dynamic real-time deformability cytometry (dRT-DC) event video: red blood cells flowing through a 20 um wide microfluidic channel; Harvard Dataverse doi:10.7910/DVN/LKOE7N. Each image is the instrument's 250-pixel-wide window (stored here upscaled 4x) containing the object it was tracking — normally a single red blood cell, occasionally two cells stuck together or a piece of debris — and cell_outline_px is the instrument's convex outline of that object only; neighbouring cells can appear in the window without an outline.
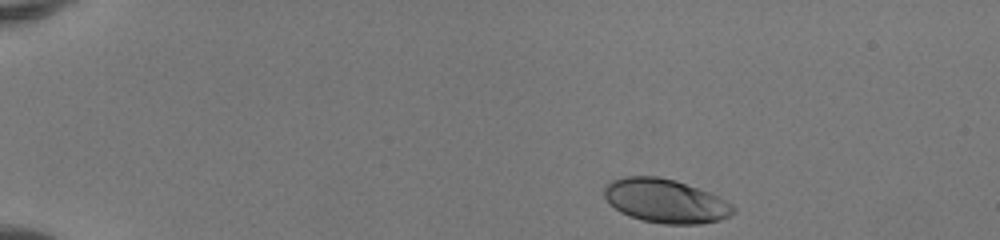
{"species": "human", "species_latin": "Homo sapiens", "temperature_condition": "room temperature", "stored_images_in_passage": 43, "camera_frame_rate_fps": 3000, "um_per_image_px": 0.085, "donor": {"sex": "female"}, "frame": {"image": 1, "passage_image": 1, "time_ms": 0.0, "image_size_px": [1000, 240], "cell_outline_px": [[736, 212], [720, 220], [700, 224], [664, 224], [640, 220], [628, 216], [620, 212], [604, 196], [604, 188], [608, 180], [624, 176], [660, 176], [676, 180], [708, 192], [732, 204], [736, 208]], "centroid_in_image_um": [56.54, 17.07], "position_along_channel_um": 28.5, "area_um2": 33.12}}
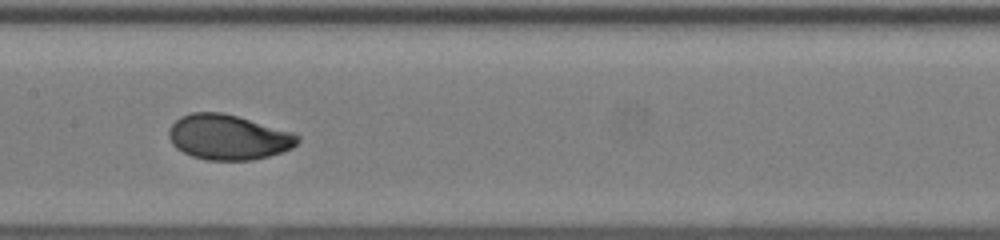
{"frame": {"image": 2, "passage_image": 20, "time_ms": 6.333, "image_size_px": [1000, 240], "cell_outline_px": [[300, 140], [292, 148], [268, 156], [252, 160], [208, 160], [192, 156], [176, 148], [172, 144], [168, 136], [168, 128], [180, 116], [192, 112], [220, 112], [236, 116], [292, 132], [300, 136]], "centroid_in_image_um": [19.37, 11.66], "position_along_channel_um": 188.0, "area_um2": 33.7}}
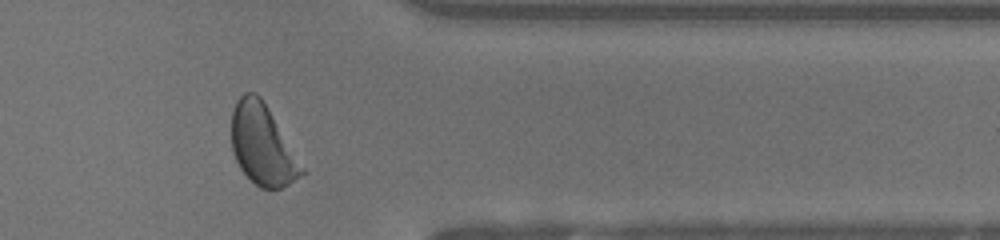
{"frame": {"image": 3, "passage_image": 35, "time_ms": 11.333, "image_size_px": [1000, 240], "cell_outline_px": [[304, 172], [300, 176], [288, 184], [280, 188], [260, 188], [240, 168], [232, 152], [232, 112], [236, 100], [244, 92], [256, 92], [260, 96], [304, 168]], "centroid_in_image_um": [22.27, 12.3], "position_along_channel_um": 389.1, "area_um2": 32.25}, "authors_computed_cell_mechanics": {"area_um2": 33.1194, "velocity_mm_per_s": 4.1469, "shape_relaxation_time_tau1_ms": 2.016, "shape_relaxation_time_tau2_ms": null, "deformation_change_tau1": 0.1441, "deformation_change_tau2": null}}